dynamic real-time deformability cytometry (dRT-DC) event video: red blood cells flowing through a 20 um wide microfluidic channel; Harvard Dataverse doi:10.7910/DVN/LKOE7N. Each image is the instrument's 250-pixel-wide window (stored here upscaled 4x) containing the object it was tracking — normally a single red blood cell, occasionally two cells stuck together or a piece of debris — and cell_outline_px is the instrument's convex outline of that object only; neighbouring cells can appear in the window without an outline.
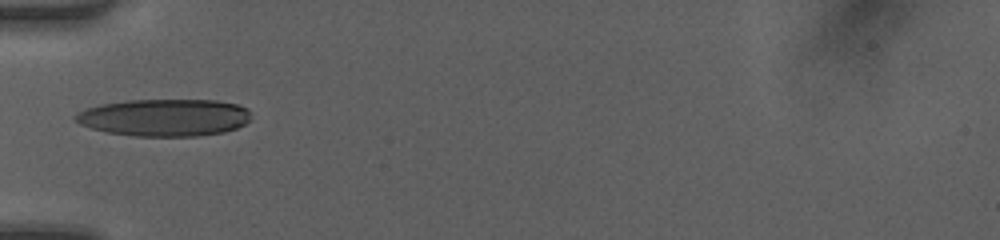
{"species": "human", "species_latin": "Homo sapiens", "temperature_condition": "room temperature", "stored_images_in_passage": 30, "camera_frame_rate_fps": 3000, "um_per_image_px": 0.085, "donor": {"sex": "female"}, "frame": {"image": 1, "passage_image": 1, "time_ms": 0.0, "image_size_px": [1000, 240], "cell_outline_px": [[248, 120], [244, 124], [236, 128], [224, 132], [196, 136], [136, 136], [104, 132], [80, 124], [72, 116], [76, 112], [100, 104], [128, 100], [216, 100], [236, 104], [248, 108]], "centroid_in_image_um": [13.94, 9.99], "position_along_channel_um": 71.1, "area_um2": 38.09}}
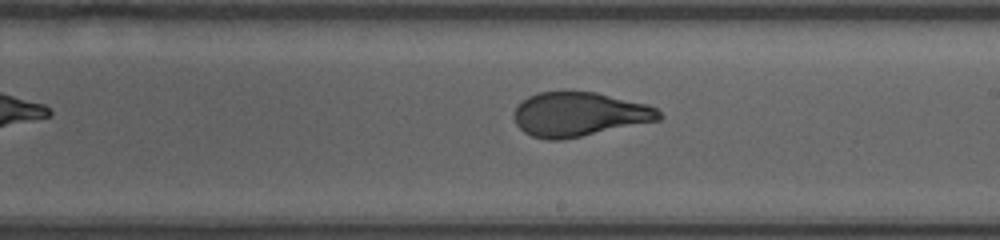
{"frame": {"image": 2, "passage_image": 13, "time_ms": 4.0, "image_size_px": [1000, 240], "cell_outline_px": [[664, 116], [660, 120], [560, 140], [548, 140], [532, 136], [524, 132], [516, 124], [512, 116], [516, 108], [528, 96], [540, 92], [564, 88], [596, 92], [648, 104], [656, 108]], "centroid_in_image_um": [49.22, 9.67], "position_along_channel_um": 239.8, "area_um2": 37.97}}
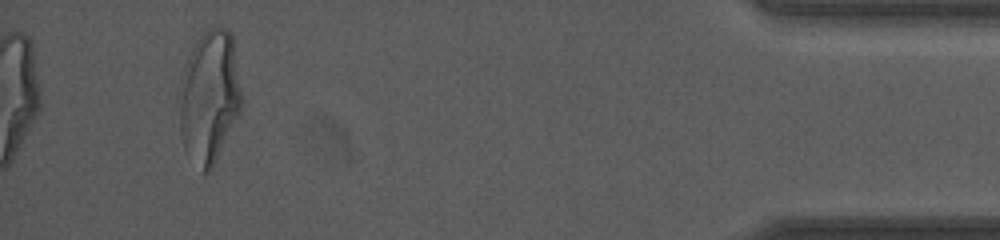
{"frame": {"image": 3, "passage_image": 30, "time_ms": 9.667, "image_size_px": [1000, 240], "cell_outline_px": [[244, 104], [212, 168], [208, 172], [200, 172], [184, 148], [180, 132], [180, 100], [184, 68], [188, 56], [192, 48], [200, 36], [208, 28], [216, 24], [220, 24], [228, 28], [232, 32], [244, 100]], "centroid_in_image_um": [17.85, 8.18], "position_along_channel_um": 417.4, "area_um2": 48.55}, "authors_computed_cell_mechanics": {"area_um2": 38.4659, "velocity_mm_per_s": 4.2331, "shape_relaxation_time_tau1_ms": 5.0546, "shape_relaxation_time_tau2_ms": 0.589, "deformation_change_tau1": 0.2146, "deformation_change_tau2": 0.0723}}